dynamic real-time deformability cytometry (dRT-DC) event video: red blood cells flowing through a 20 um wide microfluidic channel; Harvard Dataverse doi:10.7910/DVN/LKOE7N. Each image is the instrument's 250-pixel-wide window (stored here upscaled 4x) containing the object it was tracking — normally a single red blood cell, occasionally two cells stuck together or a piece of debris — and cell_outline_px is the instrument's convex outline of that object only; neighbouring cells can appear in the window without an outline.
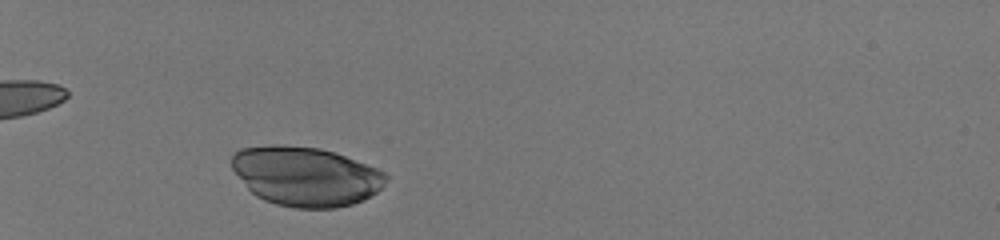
{"species": "human", "species_latin": "Homo sapiens", "temperature_condition": "room temperature", "stored_images_in_passage": 31, "camera_frame_rate_fps": 3000, "um_per_image_px": 0.085, "donor": {"sex": "male"}, "frame": {"image": 1, "passage_image": 2, "time_ms": 0.333, "image_size_px": [1000, 240], "cell_outline_px": [[388, 176], [384, 184], [376, 192], [352, 204], [336, 208], [296, 208], [276, 204], [264, 200], [256, 196], [248, 188], [232, 168], [232, 156], [240, 148], [272, 144], [284, 144], [320, 148], [344, 156], [376, 168], [384, 172]], "centroid_in_image_um": [25.95, 14.97], "position_along_channel_um": 59.0, "area_um2": 53.06}}
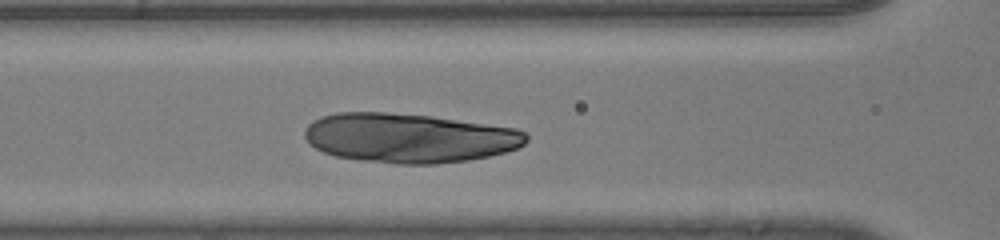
{"frame": {"image": 2, "passage_image": 10, "time_ms": 3.0, "image_size_px": [1000, 240], "cell_outline_px": [[528, 140], [524, 144], [516, 148], [504, 152], [488, 156], [468, 160], [436, 164], [396, 164], [364, 160], [336, 156], [324, 152], [308, 144], [304, 136], [304, 132], [308, 124], [312, 120], [320, 116], [336, 112], [384, 112], [432, 116], [516, 128], [524, 132], [528, 136]], "centroid_in_image_um": [34.74, 11.72], "position_along_channel_um": 131.9, "area_um2": 63.93}}
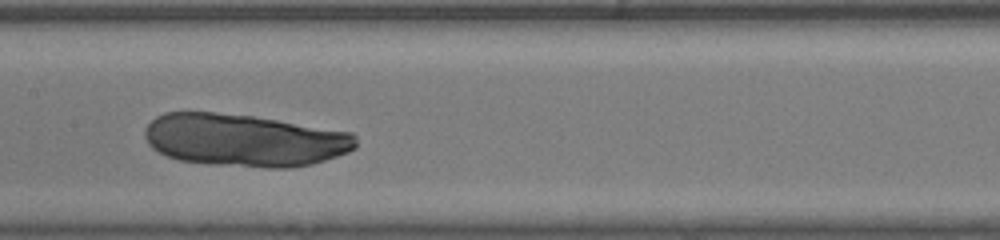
{"frame": {"image": 3, "passage_image": 14, "time_ms": 4.333, "image_size_px": [1000, 240], "cell_outline_px": [[356, 148], [348, 152], [312, 164], [288, 168], [264, 168], [212, 164], [180, 160], [168, 156], [152, 148], [148, 144], [144, 136], [144, 132], [148, 124], [156, 116], [164, 112], [216, 112], [252, 116], [352, 132], [356, 136]], "centroid_in_image_um": [20.76, 11.91], "position_along_channel_um": 186.6, "area_um2": 64.62}}